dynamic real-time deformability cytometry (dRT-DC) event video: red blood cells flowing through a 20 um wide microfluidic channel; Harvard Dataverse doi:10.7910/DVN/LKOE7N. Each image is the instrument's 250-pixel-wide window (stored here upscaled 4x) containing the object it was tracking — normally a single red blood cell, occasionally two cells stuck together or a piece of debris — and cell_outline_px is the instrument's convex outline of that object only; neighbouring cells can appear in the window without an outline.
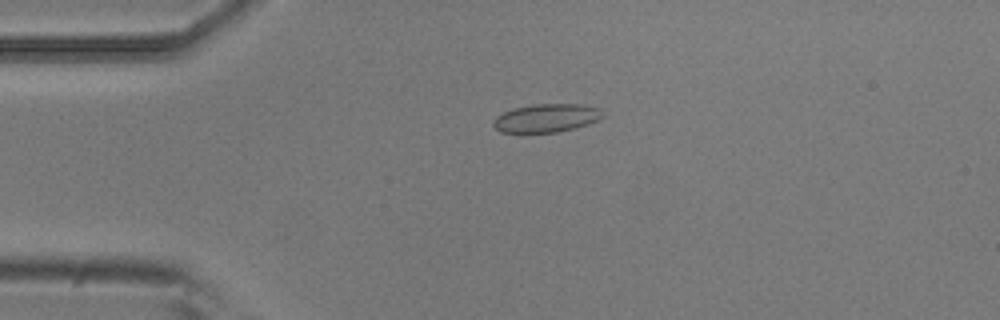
{"species": "common noctule bat (a hibernating species)", "species_latin": "Nyctalus noctula", "temperature_condition": "room temperature", "stored_images_in_passage": 5, "camera_frame_rate_fps": 3000, "um_per_image_px": 0.085, "animal": {"sex": "male", "body_mass_g": 20.5, "forearm_length_mm": 52.5}, "frame": {"image": 1, "passage_image": 4, "time_ms": 1.0, "image_size_px": [1000, 320], "cell_outline_px": [[604, 116], [588, 124], [556, 132], [500, 132], [492, 124], [492, 120], [496, 116], [512, 108], [536, 104], [580, 104], [600, 108]], "centroid_in_image_um": [46.42, 10.02], "position_along_channel_um": 38.6, "area_um2": 17.92}}